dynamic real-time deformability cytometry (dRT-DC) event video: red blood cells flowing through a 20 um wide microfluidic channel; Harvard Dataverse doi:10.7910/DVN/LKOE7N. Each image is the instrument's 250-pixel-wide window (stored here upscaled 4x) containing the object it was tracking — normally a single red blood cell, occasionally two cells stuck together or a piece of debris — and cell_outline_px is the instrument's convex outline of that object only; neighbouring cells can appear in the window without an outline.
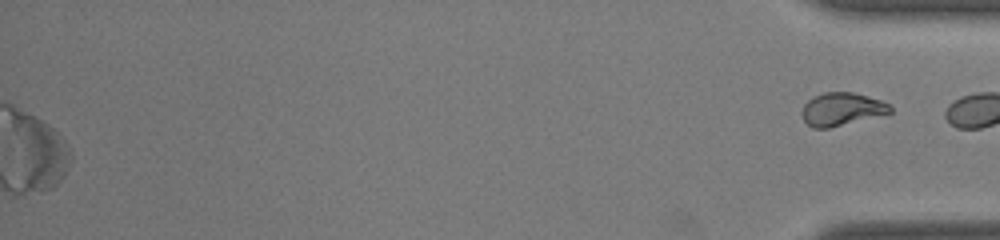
{"species": "common noctule bat (a hibernating species)", "species_latin": "Nyctalus noctula", "temperature_condition": "room temperature", "stored_images_in_passage": 49, "segment_of_instrument_passage": [2, 2], "camera_frame_rate_fps": 3000, "um_per_image_px": 0.085, "animal": {"sex": "male", "body_mass_g": 19.0, "forearm_length_mm": 50.8}, "frame": {"image": 1, "passage_image": 49, "time_ms": 16.0, "image_size_px": [1000, 240], "cell_outline_px": [[892, 112], [828, 128], [812, 128], [804, 120], [800, 112], [804, 104], [812, 96], [824, 92], [852, 92], [868, 96], [880, 100], [888, 104], [892, 108]], "centroid_in_image_um": [71.5, 9.26], "position_along_channel_um": 363.7, "area_um2": 16.82}}